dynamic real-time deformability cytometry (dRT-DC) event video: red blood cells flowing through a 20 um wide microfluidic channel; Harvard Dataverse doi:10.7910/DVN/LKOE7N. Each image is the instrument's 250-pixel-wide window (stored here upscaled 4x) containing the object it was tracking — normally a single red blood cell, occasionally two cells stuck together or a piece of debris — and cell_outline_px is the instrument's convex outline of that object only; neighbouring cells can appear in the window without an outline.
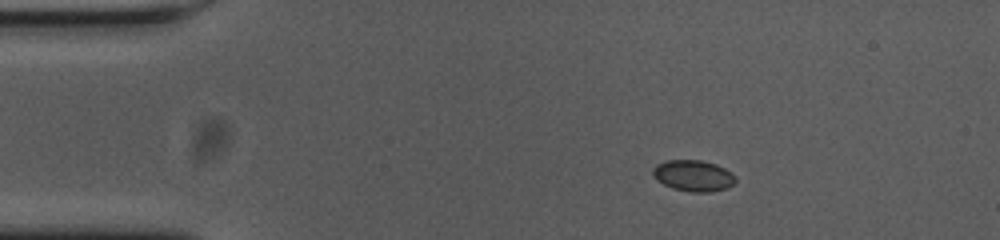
{"species": "common noctule bat (a hibernating species)", "species_latin": "Nyctalus noctula", "temperature_condition": "cold", "stored_images_in_passage": 48, "camera_frame_rate_fps": 3000, "um_per_image_px": 0.085, "animal": {"sex": "female", "body_mass_g": 23.0, "forearm_length_mm": 53.4}, "frame": {"image": 1, "passage_image": 1, "time_ms": 0.0, "image_size_px": [1000, 240], "cell_outline_px": [[736, 180], [728, 188], [708, 192], [692, 192], [672, 188], [656, 180], [652, 176], [652, 168], [656, 164], [668, 160], [700, 160], [716, 164], [724, 168]], "centroid_in_image_um": [58.87, 14.93], "position_along_channel_um": 26.1, "area_um2": 14.91}}
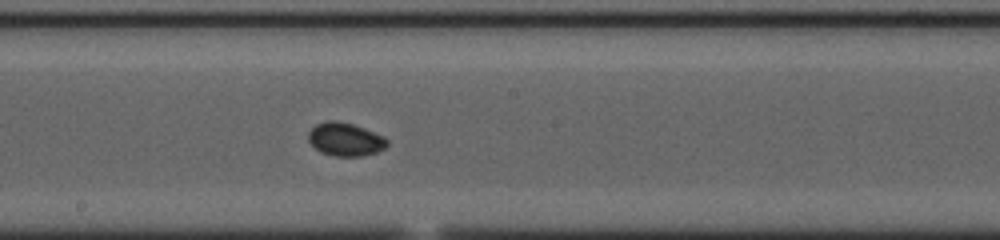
{"frame": {"image": 2, "passage_image": 22, "time_ms": 7.0, "image_size_px": [1000, 240], "cell_outline_px": [[388, 144], [384, 148], [376, 152], [364, 156], [336, 156], [320, 152], [308, 140], [308, 132], [316, 124], [328, 120], [336, 120], [352, 124], [364, 128], [384, 136], [388, 140]], "centroid_in_image_um": [29.35, 11.84], "position_along_channel_um": 218.8, "area_um2": 15.26}}
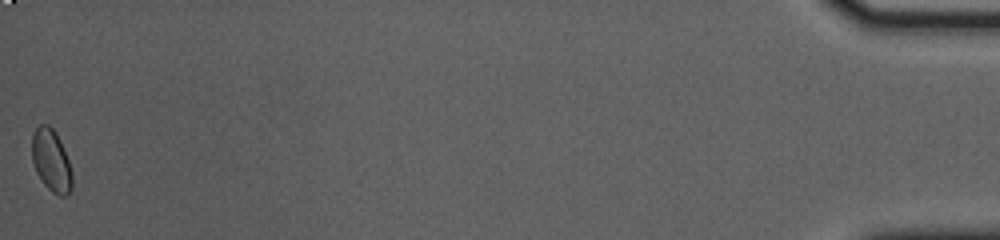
{"frame": {"image": 3, "passage_image": 48, "time_ms": 15.667, "image_size_px": [1000, 240], "cell_outline_px": [[72, 188], [68, 196], [60, 196], [52, 192], [40, 180], [36, 172], [32, 160], [32, 136], [36, 128], [40, 124], [48, 124], [56, 132], [60, 140], [68, 160], [72, 172]], "centroid_in_image_um": [4.36, 13.67], "position_along_channel_um": 430.8, "area_um2": 14.68}, "authors_computed_cell_mechanics": {"area_um2": 14.6812, "velocity_mm_per_s": 3.6267, "shape_relaxation_time_tau1_ms": 8.5094, "shape_relaxation_time_tau2_ms": null, "deformation_change_tau1": 0.0525, "deformation_change_tau2": null}}